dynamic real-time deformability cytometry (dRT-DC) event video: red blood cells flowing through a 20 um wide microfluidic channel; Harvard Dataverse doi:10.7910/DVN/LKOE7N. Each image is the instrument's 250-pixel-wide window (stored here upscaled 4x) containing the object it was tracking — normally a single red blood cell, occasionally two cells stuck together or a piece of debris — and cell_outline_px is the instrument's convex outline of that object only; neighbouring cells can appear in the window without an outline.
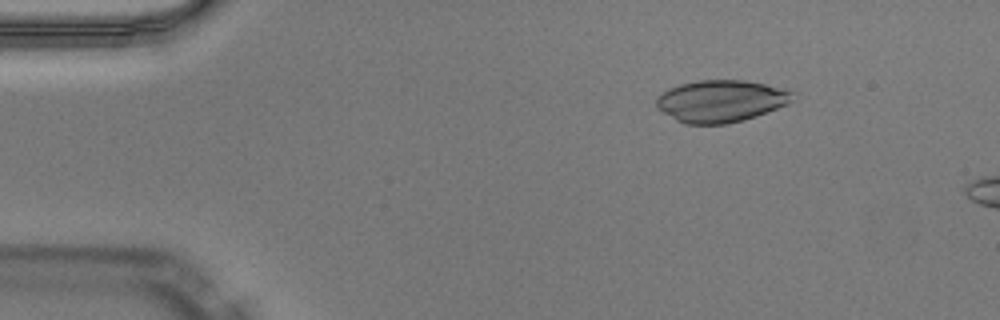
{"species": "Egyptian fruit bat (a non-hibernating species)", "species_latin": "Rousettus aegyptiacus", "temperature_condition": "warm", "stored_images_in_passage": 15, "camera_frame_rate_fps": 3000, "um_per_image_px": 0.085, "animal": {"sex": "male"}, "frame": {"image": 1, "passage_image": 7, "time_ms": 2.0, "image_size_px": [1000, 320], "cell_outline_px": [[796, 92], [788, 104], [756, 116], [744, 120], [724, 124], [684, 124], [676, 120], [656, 108], [656, 100], [668, 88], [680, 84], [700, 80], [744, 80], [788, 88]], "centroid_in_image_um": [61.31, 8.58], "position_along_channel_um": 23.7, "area_um2": 33.52}}